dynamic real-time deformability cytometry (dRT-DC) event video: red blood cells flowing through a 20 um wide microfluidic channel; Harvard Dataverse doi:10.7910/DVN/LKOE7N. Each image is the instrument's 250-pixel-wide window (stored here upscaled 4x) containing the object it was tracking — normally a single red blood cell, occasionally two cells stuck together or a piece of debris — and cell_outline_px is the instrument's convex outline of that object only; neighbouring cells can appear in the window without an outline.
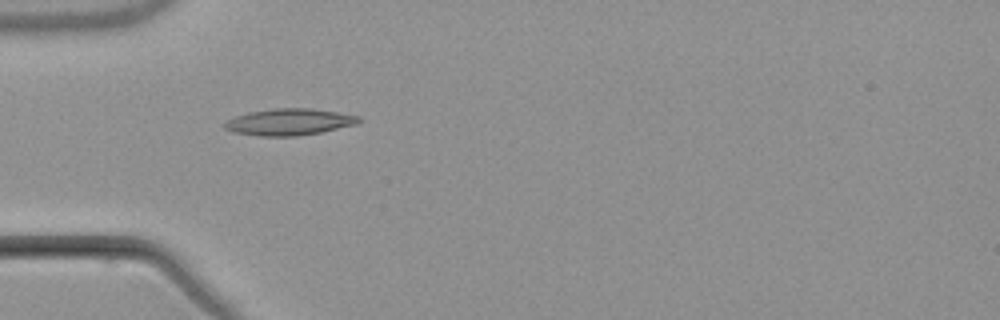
{"species": "common noctule bat (a hibernating species)", "species_latin": "Nyctalus noctula", "temperature_condition": "warm", "stored_images_in_passage": 5, "camera_frame_rate_fps": 3000, "um_per_image_px": 0.085, "animal": {"sex": "male", "body_mass_g": 21.5, "forearm_length_mm": 52.0}, "frame": {"image": 1, "passage_image": 2, "time_ms": 2.333, "image_size_px": [1000, 320], "cell_outline_px": [[360, 120], [356, 124], [320, 132], [296, 136], [256, 136], [232, 132], [224, 128], [224, 124], [228, 120], [236, 116], [248, 112], [272, 108], [312, 108], [360, 116]], "centroid_in_image_um": [24.55, 10.36], "position_along_channel_um": 60.5, "area_um2": 20.75}}
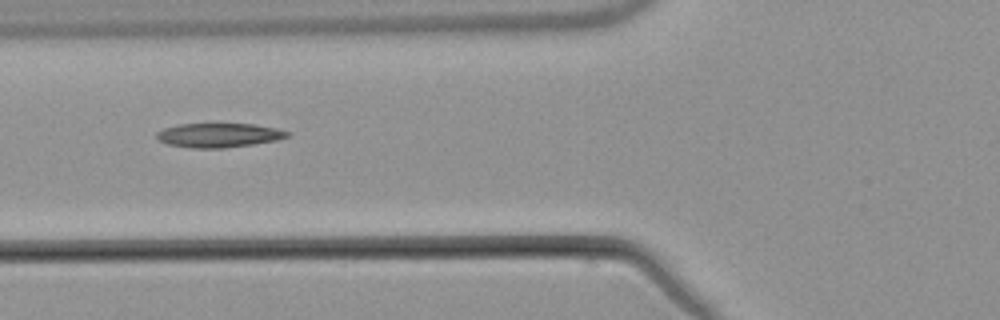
{"frame": {"image": 2, "passage_image": 3, "time_ms": 3.667, "image_size_px": [1000, 320], "cell_outline_px": [[288, 136], [276, 140], [252, 144], [224, 148], [192, 148], [168, 144], [160, 140], [156, 136], [156, 132], [164, 128], [180, 124], [252, 124], [276, 128], [288, 132]], "centroid_in_image_um": [18.57, 11.49], "position_along_channel_um": 107.2, "area_um2": 18.15}}
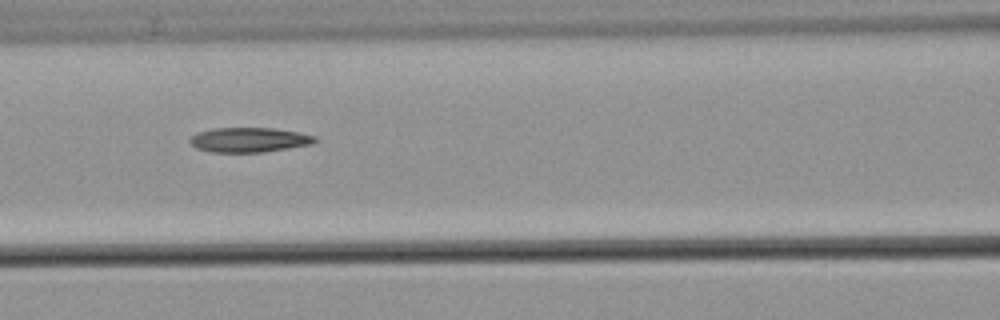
{"frame": {"image": 3, "passage_image": 4, "time_ms": 4.667, "image_size_px": [1000, 320], "cell_outline_px": [[316, 140], [312, 144], [288, 148], [260, 152], [212, 152], [196, 148], [188, 140], [196, 132], [216, 128], [272, 128], [296, 132], [316, 136]], "centroid_in_image_um": [21.14, 11.88], "position_along_channel_um": 145.5, "area_um2": 17.8}}